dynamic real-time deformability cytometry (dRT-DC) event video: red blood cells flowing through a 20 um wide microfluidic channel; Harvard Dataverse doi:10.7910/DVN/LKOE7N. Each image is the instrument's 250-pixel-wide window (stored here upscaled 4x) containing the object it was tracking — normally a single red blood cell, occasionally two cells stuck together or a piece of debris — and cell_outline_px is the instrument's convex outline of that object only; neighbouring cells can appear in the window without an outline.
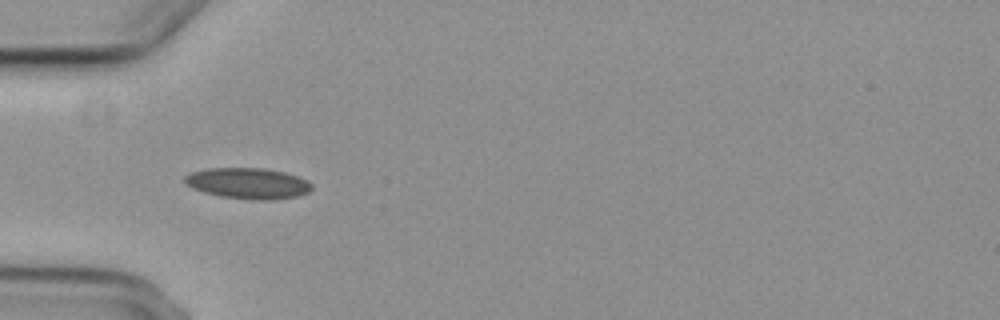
{"species": "common noctule bat (a hibernating species)", "species_latin": "Nyctalus noctula", "temperature_condition": "cold", "stored_images_in_passage": 5, "camera_frame_rate_fps": 3000, "um_per_image_px": 0.085, "animal": {"sex": "female", "body_mass_g": 29.2, "forearm_length_mm": 56.3}, "frame": {"image": 1, "passage_image": 4, "time_ms": 3.333, "image_size_px": [1000, 320], "cell_outline_px": [[312, 188], [308, 192], [296, 196], [272, 200], [252, 200], [220, 196], [204, 192], [192, 188], [184, 184], [184, 176], [192, 172], [204, 168], [264, 168], [284, 172], [308, 180], [312, 184]], "centroid_in_image_um": [21.05, 15.58], "position_along_channel_um": 63.9, "area_um2": 23.0}}
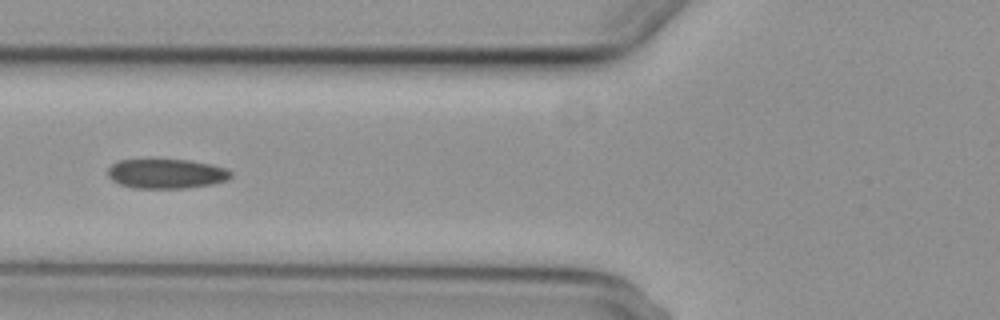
{"frame": {"image": 2, "passage_image": 5, "time_ms": 4.667, "image_size_px": [1000, 320], "cell_outline_px": [[232, 176], [228, 180], [212, 184], [184, 188], [132, 188], [120, 184], [112, 180], [108, 176], [108, 168], [112, 164], [120, 160], [188, 160], [212, 164], [224, 168], [232, 172]], "centroid_in_image_um": [14.15, 14.77], "position_along_channel_um": 111.7, "area_um2": 21.15}}